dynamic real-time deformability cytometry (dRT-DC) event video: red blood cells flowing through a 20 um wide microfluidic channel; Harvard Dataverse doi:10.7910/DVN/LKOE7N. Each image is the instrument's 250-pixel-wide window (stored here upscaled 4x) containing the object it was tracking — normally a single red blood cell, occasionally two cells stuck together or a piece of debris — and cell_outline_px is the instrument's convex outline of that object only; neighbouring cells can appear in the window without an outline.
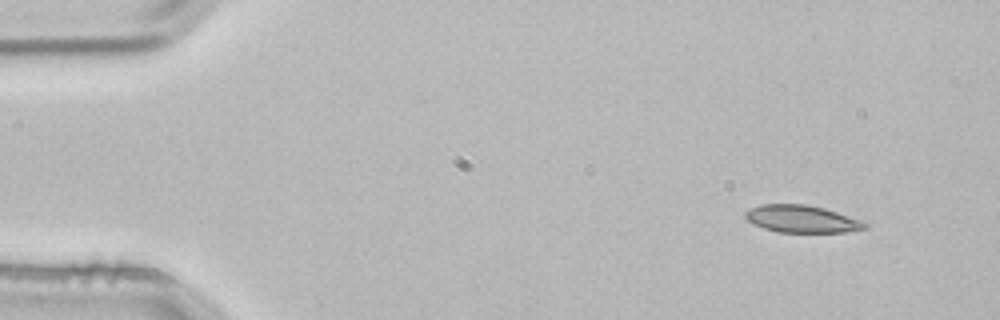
{"species": "common noctule bat (a hibernating species)", "species_latin": "Nyctalus noctula", "temperature_condition": "room temperature", "stored_images_in_passage": 3, "camera_frame_rate_fps": 3000, "um_per_image_px": 0.085, "animal": {"sex": "male", "body_mass_g": 21.5, "forearm_length_mm": 52.0}, "frame": {"image": 1, "passage_image": 1, "time_ms": 0.0, "image_size_px": [1000, 320], "cell_outline_px": [[868, 228], [844, 232], [776, 232], [752, 224], [744, 216], [744, 212], [760, 204], [808, 204], [824, 208], [860, 220], [868, 224]], "centroid_in_image_um": [68.12, 18.61], "position_along_channel_um": 16.9, "area_um2": 19.02}}
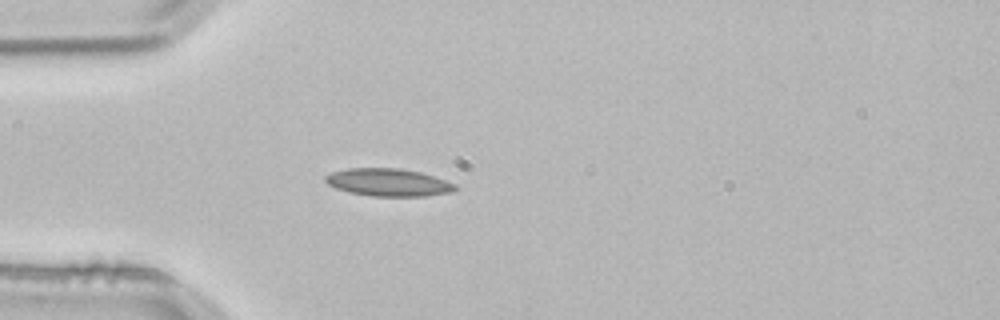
{"frame": {"image": 2, "passage_image": 3, "time_ms": 0.667, "image_size_px": [1000, 320], "cell_outline_px": [[460, 188], [452, 192], [424, 196], [372, 196], [348, 192], [336, 188], [328, 184], [324, 180], [324, 176], [332, 172], [348, 168], [400, 168], [420, 172], [456, 184]], "centroid_in_image_um": [33.01, 15.5], "position_along_channel_um": 52.0, "area_um2": 20.92}}